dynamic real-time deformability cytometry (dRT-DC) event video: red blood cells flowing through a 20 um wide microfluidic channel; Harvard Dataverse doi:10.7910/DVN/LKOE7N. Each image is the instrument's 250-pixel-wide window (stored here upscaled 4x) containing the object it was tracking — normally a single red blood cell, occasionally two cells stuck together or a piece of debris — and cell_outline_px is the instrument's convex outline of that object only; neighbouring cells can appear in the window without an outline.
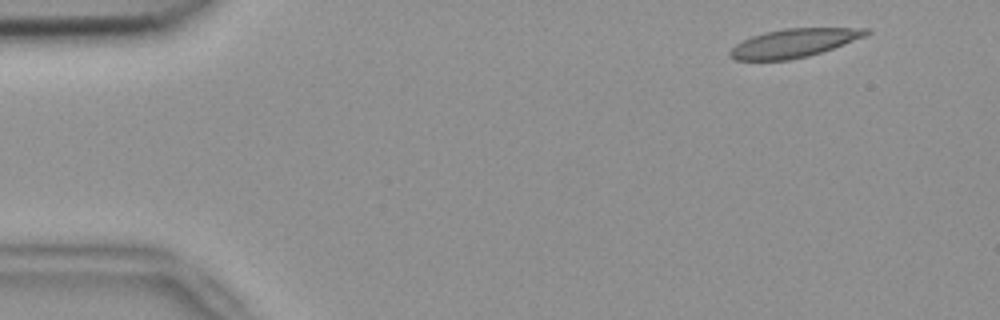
{"species": "common noctule bat (a hibernating species)", "species_latin": "Nyctalus noctula", "temperature_condition": "room temperature", "stored_images_in_passage": 5, "camera_frame_rate_fps": 3000, "um_per_image_px": 0.085, "animal": {"sex": "female", "body_mass_g": 18.4}, "frame": {"image": 1, "passage_image": 2, "time_ms": 0.333, "image_size_px": [1000, 320], "cell_outline_px": [[872, 32], [868, 36], [808, 56], [788, 60], [736, 60], [728, 52], [736, 44], [752, 36], [764, 32], [784, 28], [872, 28]], "centroid_in_image_um": [67.54, 3.64], "position_along_channel_um": 17.5, "area_um2": 22.6}}